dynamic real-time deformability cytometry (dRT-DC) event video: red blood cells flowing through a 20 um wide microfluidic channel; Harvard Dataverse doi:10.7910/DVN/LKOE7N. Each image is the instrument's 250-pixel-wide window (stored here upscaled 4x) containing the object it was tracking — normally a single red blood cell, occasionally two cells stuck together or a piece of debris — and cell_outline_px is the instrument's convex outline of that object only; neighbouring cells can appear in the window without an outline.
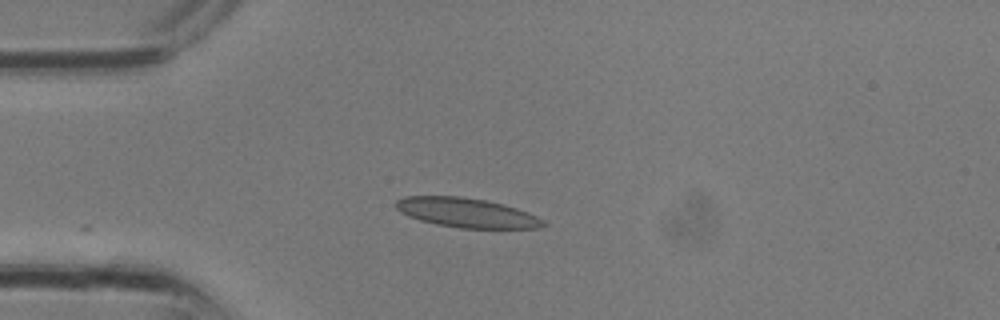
{"species": "common noctule bat (a hibernating species)", "species_latin": "Nyctalus noctula", "temperature_condition": "room temperature", "stored_images_in_passage": 6, "camera_frame_rate_fps": 3000, "um_per_image_px": 0.085, "animal": {"sex": "male", "body_mass_g": 13.3}, "frame": {"image": 1, "passage_image": 1, "time_ms": 0.0, "image_size_px": [1000, 320], "cell_outline_px": [[548, 224], [536, 228], [460, 228], [436, 224], [420, 220], [408, 216], [400, 212], [396, 208], [396, 200], [404, 196], [460, 196], [484, 200], [504, 204], [528, 212], [544, 220]], "centroid_in_image_um": [39.65, 18.08], "position_along_channel_um": 45.3, "area_um2": 25.26}}
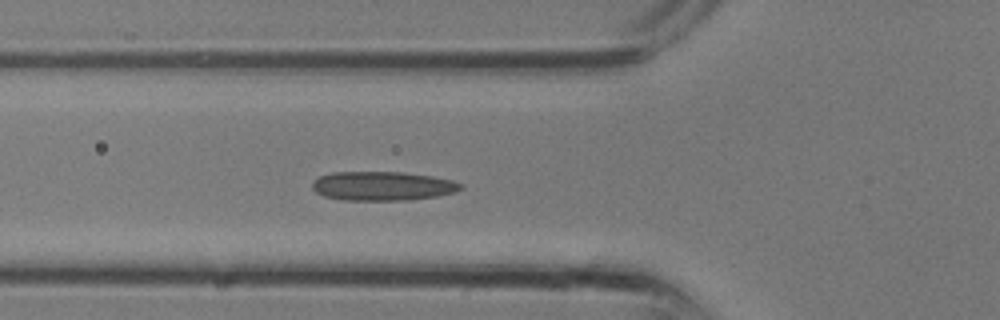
{"frame": {"image": 2, "passage_image": 4, "time_ms": 1.0, "image_size_px": [1000, 320], "cell_outline_px": [[464, 188], [456, 192], [436, 196], [408, 200], [340, 200], [324, 196], [316, 192], [312, 188], [312, 180], [320, 176], [332, 172], [400, 172], [432, 176], [452, 180], [464, 184]], "centroid_in_image_um": [32.52, 15.81], "position_along_channel_um": 93.3, "area_um2": 25.32}}
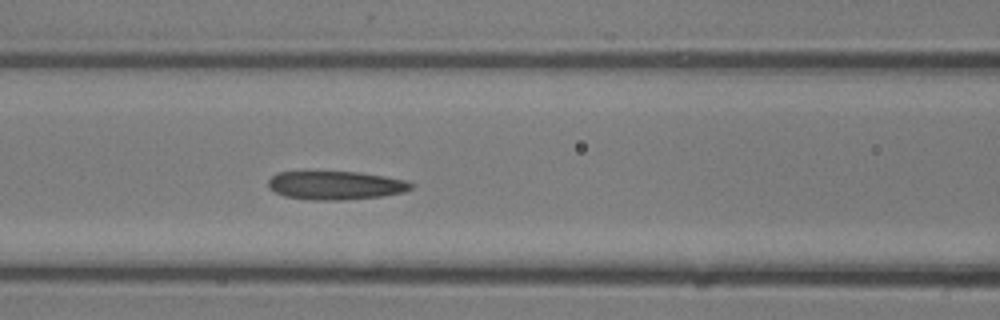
{"frame": {"image": 3, "passage_image": 6, "time_ms": 1.667, "image_size_px": [1000, 320], "cell_outline_px": [[412, 188], [404, 192], [384, 196], [340, 200], [312, 200], [284, 196], [268, 188], [268, 180], [276, 172], [360, 172], [408, 180], [412, 184]], "centroid_in_image_um": [28.53, 15.75], "position_along_channel_um": 138.1, "area_um2": 23.81}}